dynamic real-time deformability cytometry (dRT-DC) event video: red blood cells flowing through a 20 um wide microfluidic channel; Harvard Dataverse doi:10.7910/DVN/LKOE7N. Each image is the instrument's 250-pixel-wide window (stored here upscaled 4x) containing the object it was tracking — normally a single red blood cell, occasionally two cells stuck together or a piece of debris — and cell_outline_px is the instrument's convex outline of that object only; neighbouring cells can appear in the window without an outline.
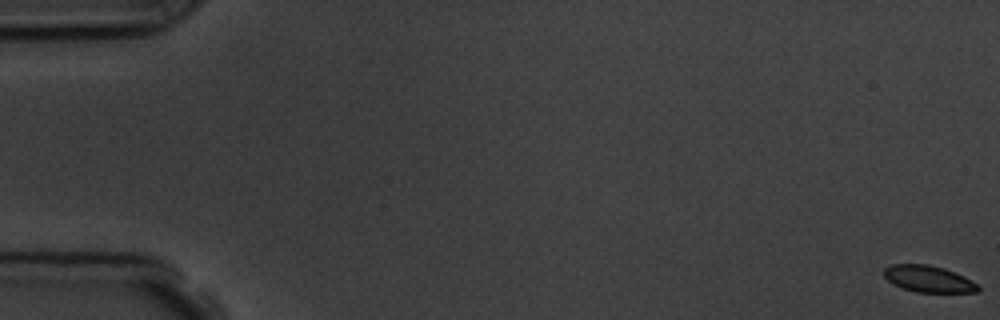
{"species": "common noctule bat (a hibernating species)", "species_latin": "Nyctalus noctula", "temperature_condition": "room temperature", "stored_images_in_passage": 6, "camera_frame_rate_fps": 3000, "um_per_image_px": 0.085, "animal": {"sex": "male", "body_mass_g": 19.5, "forearm_length_mm": 54.6}, "frame": {"image": 1, "passage_image": 1, "time_ms": 0.0, "image_size_px": [1000, 320], "cell_outline_px": [[980, 288], [976, 292], [916, 292], [892, 284], [884, 276], [884, 268], [888, 264], [928, 264], [944, 268], [964, 276], [980, 284]], "centroid_in_image_um": [78.92, 23.7], "position_along_channel_um": 6.1, "area_um2": 14.68}}